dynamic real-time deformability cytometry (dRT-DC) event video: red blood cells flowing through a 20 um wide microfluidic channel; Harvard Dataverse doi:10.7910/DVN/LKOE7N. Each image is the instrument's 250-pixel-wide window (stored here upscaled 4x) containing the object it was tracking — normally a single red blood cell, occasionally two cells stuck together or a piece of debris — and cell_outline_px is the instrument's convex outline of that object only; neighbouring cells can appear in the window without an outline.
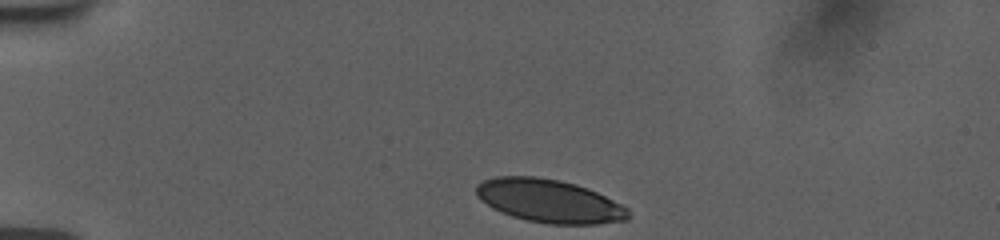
{"species": "human", "species_latin": "Homo sapiens", "temperature_condition": "room temperature", "stored_images_in_passage": 37, "camera_frame_rate_fps": 3000, "um_per_image_px": 0.085, "donor": {"sex": "female"}, "frame": {"image": 1, "passage_image": 1, "time_ms": 0.0, "image_size_px": [1000, 240], "cell_outline_px": [[632, 216], [628, 220], [596, 224], [548, 224], [528, 220], [512, 216], [500, 212], [492, 208], [480, 200], [476, 196], [476, 184], [484, 180], [496, 176], [536, 176], [560, 180], [576, 184], [588, 188], [628, 208]], "centroid_in_image_um": [46.68, 17.08], "position_along_channel_um": 38.3, "area_um2": 38.49}}
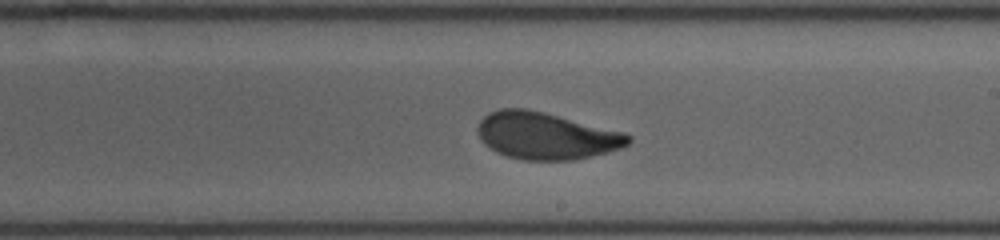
{"frame": {"image": 2, "passage_image": 22, "time_ms": 7.0, "image_size_px": [1000, 240], "cell_outline_px": [[632, 140], [628, 144], [620, 148], [608, 152], [576, 160], [520, 160], [504, 156], [496, 152], [484, 144], [480, 140], [476, 128], [480, 120], [488, 112], [500, 108], [524, 108], [544, 112], [624, 132], [632, 136]], "centroid_in_image_um": [46.38, 11.55], "position_along_channel_um": 242.6, "area_um2": 41.62}}
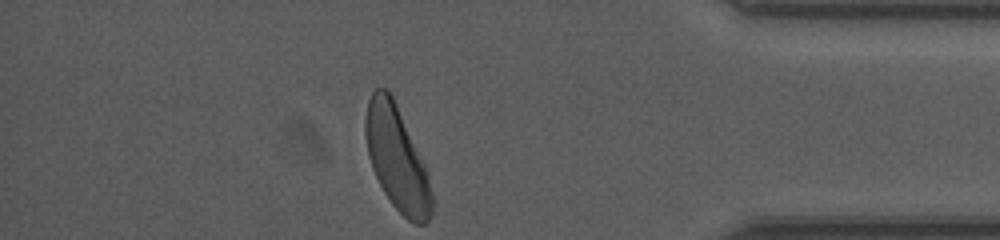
{"frame": {"image": 3, "passage_image": 37, "time_ms": 12.0, "image_size_px": [1000, 240], "cell_outline_px": [[432, 212], [428, 220], [424, 224], [416, 224], [408, 220], [392, 204], [384, 192], [372, 168], [368, 156], [364, 132], [364, 116], [368, 100], [372, 92], [376, 88], [384, 88], [392, 96], [396, 104], [428, 172], [432, 192]], "centroid_in_image_um": [33.72, 13.47], "position_along_channel_um": 401.5, "area_um2": 39.88}, "authors_computed_cell_mechanics": {"area_um2": 41.2692, "velocity_mm_per_s": 3.7229, "shape_relaxation_time_tau1_ms": 2.8994, "shape_relaxation_time_tau2_ms": 0.9011, "deformation_change_tau1": 0.1646, "deformation_change_tau2": 0.0627}}